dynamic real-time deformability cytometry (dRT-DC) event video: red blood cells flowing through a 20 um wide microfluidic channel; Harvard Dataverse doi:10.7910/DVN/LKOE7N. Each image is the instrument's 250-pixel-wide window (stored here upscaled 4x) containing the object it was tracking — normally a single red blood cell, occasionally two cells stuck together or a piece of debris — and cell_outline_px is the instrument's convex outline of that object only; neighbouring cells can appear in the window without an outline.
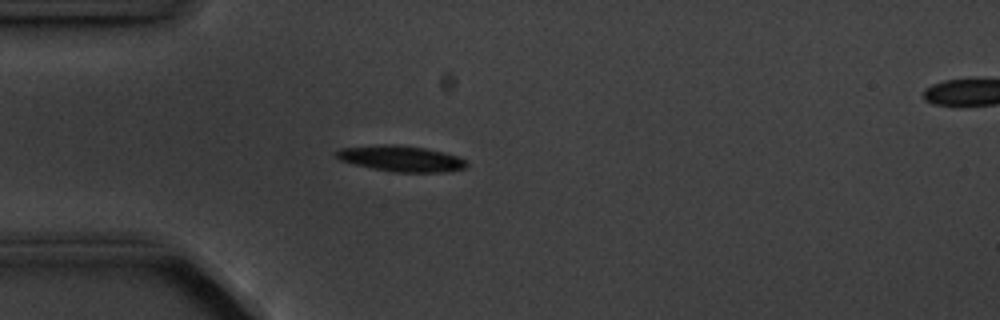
{"species": "common noctule bat (a hibernating species)", "species_latin": "Nyctalus noctula", "temperature_condition": "cold", "stored_images_in_passage": 6, "camera_frame_rate_fps": 3000, "um_per_image_px": 0.085, "animal": {"sex": "male", "body_mass_g": 20.1, "forearm_length_mm": 53.5}, "frame": {"image": 1, "passage_image": 4, "time_ms": 3.667, "image_size_px": [1000, 320], "cell_outline_px": [[468, 164], [464, 168], [448, 172], [396, 172], [372, 168], [340, 160], [332, 152], [340, 148], [384, 144], [396, 144], [424, 148], [444, 152], [460, 156]], "centroid_in_image_um": [34.1, 13.47], "position_along_channel_um": 50.9, "area_um2": 19.65}}
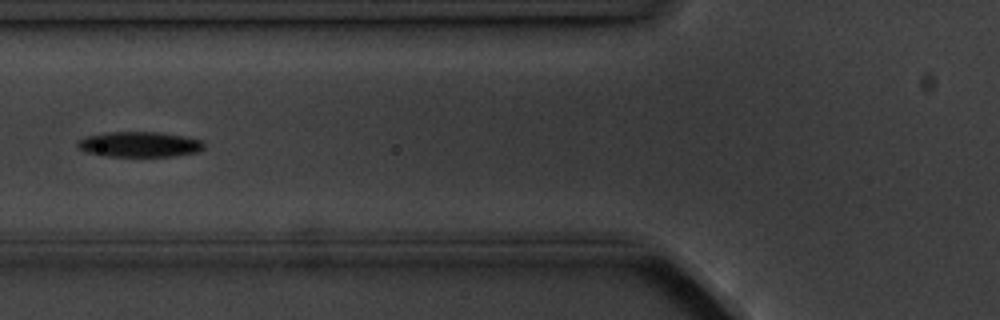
{"frame": {"image": 2, "passage_image": 6, "time_ms": 5.667, "image_size_px": [1000, 320], "cell_outline_px": [[204, 148], [200, 152], [172, 156], [104, 156], [88, 152], [76, 148], [76, 140], [84, 136], [108, 132], [160, 132], [184, 136], [204, 140]], "centroid_in_image_um": [11.84, 12.26], "position_along_channel_um": 114.0, "area_um2": 18.96}}